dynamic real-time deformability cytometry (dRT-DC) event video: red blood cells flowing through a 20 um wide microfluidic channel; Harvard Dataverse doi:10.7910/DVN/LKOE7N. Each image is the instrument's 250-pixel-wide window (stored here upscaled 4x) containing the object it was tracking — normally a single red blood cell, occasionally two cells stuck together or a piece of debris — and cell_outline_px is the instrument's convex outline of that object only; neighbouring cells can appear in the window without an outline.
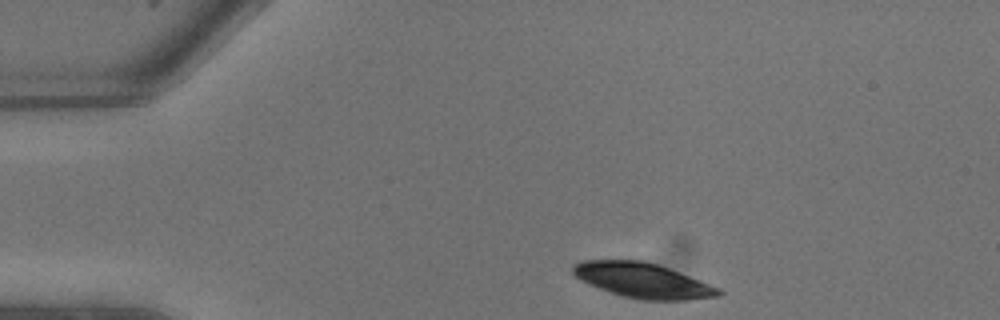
{"species": "common noctule bat (a hibernating species)", "species_latin": "Nyctalus noctula", "temperature_condition": "warm", "stored_images_in_passage": 5, "camera_frame_rate_fps": 3000, "um_per_image_px": 0.085, "animal": {"sex": "male", "body_mass_g": 13.3}, "frame": {"image": 1, "passage_image": 1, "time_ms": 0.0, "image_size_px": [1000, 320], "cell_outline_px": [[724, 292], [720, 296], [688, 300], [640, 300], [624, 296], [600, 288], [580, 280], [572, 272], [572, 264], [580, 260], [644, 260], [680, 272], [720, 288]], "centroid_in_image_um": [54.65, 23.83], "position_along_channel_um": 30.4, "area_um2": 29.65}}
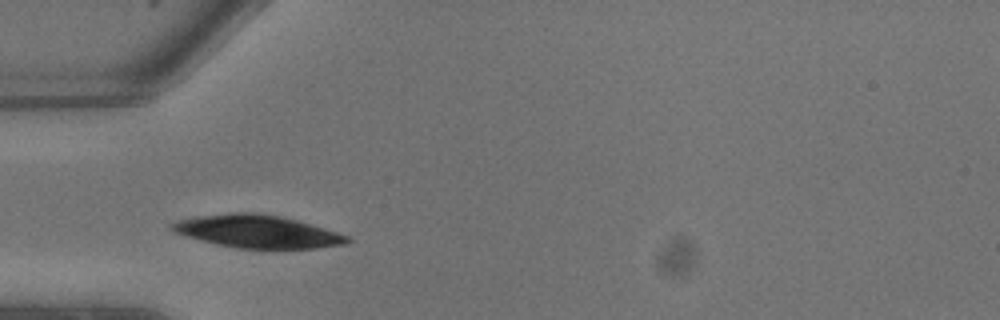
{"frame": {"image": 2, "passage_image": 4, "time_ms": 1.0, "image_size_px": [1000, 320], "cell_outline_px": [[352, 240], [344, 244], [312, 248], [236, 248], [216, 244], [188, 236], [176, 232], [168, 228], [176, 220], [200, 216], [228, 212], [252, 212], [280, 216], [296, 220], [352, 236]], "centroid_in_image_um": [21.89, 19.67], "position_along_channel_um": 63.1, "area_um2": 33.18}}